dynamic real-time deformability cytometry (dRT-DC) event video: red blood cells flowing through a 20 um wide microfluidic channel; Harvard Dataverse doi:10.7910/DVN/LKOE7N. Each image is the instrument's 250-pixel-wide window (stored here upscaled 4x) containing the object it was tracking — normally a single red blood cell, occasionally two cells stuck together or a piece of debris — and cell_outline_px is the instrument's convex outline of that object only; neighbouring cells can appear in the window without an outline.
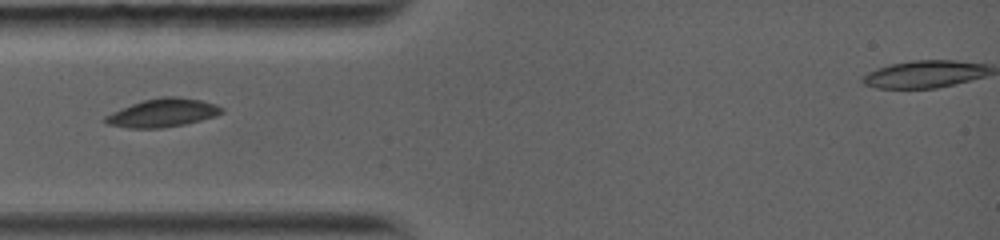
{"species": "common noctule bat (a hibernating species)", "species_latin": "Nyctalus noctula", "temperature_condition": "warm", "stored_images_in_passage": 25, "camera_frame_rate_fps": 5000, "um_per_image_px": 0.085, "animal": {"sex": "female", "body_mass_g": 19.0, "forearm_length_mm": 56.7}, "frame": {"image": 1, "passage_image": 1, "time_ms": 0.0, "image_size_px": [1000, 240], "cell_outline_px": [[220, 112], [212, 116], [200, 120], [184, 124], [160, 128], [128, 128], [108, 124], [104, 120], [104, 116], [132, 104], [144, 100], [164, 96], [172, 96], [200, 100], [212, 104], [220, 108]], "centroid_in_image_um": [13.75, 9.6], "position_along_channel_um": 71.3, "area_um2": 18.5}}
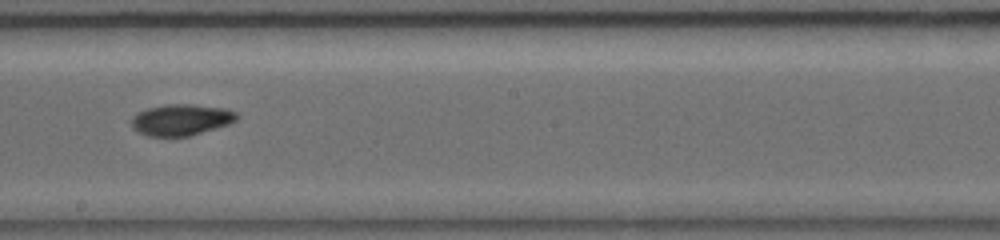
{"frame": {"image": 2, "passage_image": 10, "time_ms": 4.0, "image_size_px": [1000, 240], "cell_outline_px": [[236, 120], [228, 124], [188, 136], [148, 136], [140, 132], [132, 124], [132, 120], [140, 112], [152, 108], [220, 108], [236, 112]], "centroid_in_image_um": [15.41, 10.27], "position_along_channel_um": 232.8, "area_um2": 17.05}}
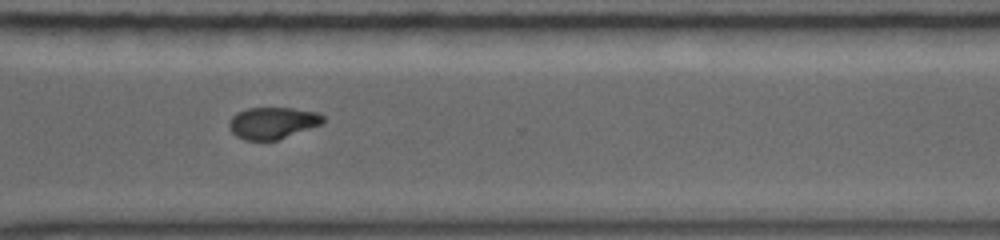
{"frame": {"image": 3, "passage_image": 16, "time_ms": 6.8, "image_size_px": [1000, 240], "cell_outline_px": [[324, 120], [320, 124], [276, 140], [244, 140], [236, 136], [232, 132], [232, 116], [248, 108], [288, 108], [316, 112], [324, 116]], "centroid_in_image_um": [23.18, 10.45], "position_along_channel_um": 347.4, "area_um2": 16.7}}